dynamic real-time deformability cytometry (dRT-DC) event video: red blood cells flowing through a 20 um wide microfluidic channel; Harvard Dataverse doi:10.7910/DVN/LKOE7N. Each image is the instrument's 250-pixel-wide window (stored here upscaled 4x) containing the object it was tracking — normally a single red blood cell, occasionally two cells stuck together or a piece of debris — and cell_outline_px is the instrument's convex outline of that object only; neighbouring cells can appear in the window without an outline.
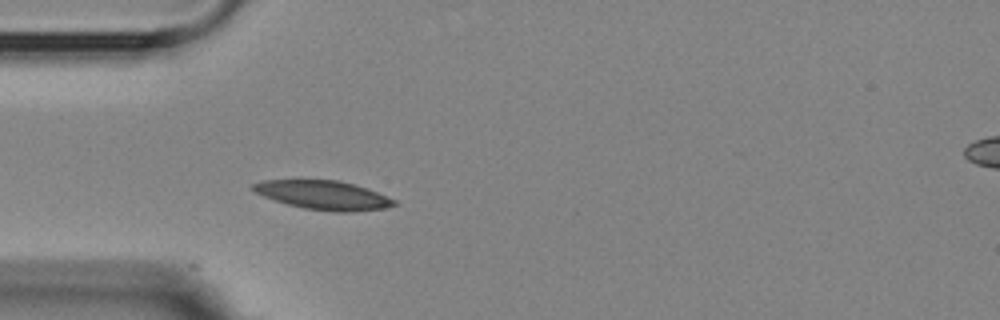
{"species": "Egyptian fruit bat (a non-hibernating species)", "species_latin": "Rousettus aegyptiacus", "temperature_condition": "room temperature", "stored_images_in_passage": 2, "camera_frame_rate_fps": 3000, "um_per_image_px": 0.085, "animal": {"sex": "female"}, "frame": {"image": 1, "passage_image": 2, "time_ms": 1.333, "image_size_px": [1000, 320], "cell_outline_px": [[400, 204], [384, 208], [352, 212], [336, 212], [304, 208], [288, 204], [264, 196], [248, 188], [252, 184], [264, 180], [336, 180], [352, 184], [376, 192], [396, 200]], "centroid_in_image_um": [27.48, 16.59], "position_along_channel_um": 57.5, "area_um2": 23.52}}